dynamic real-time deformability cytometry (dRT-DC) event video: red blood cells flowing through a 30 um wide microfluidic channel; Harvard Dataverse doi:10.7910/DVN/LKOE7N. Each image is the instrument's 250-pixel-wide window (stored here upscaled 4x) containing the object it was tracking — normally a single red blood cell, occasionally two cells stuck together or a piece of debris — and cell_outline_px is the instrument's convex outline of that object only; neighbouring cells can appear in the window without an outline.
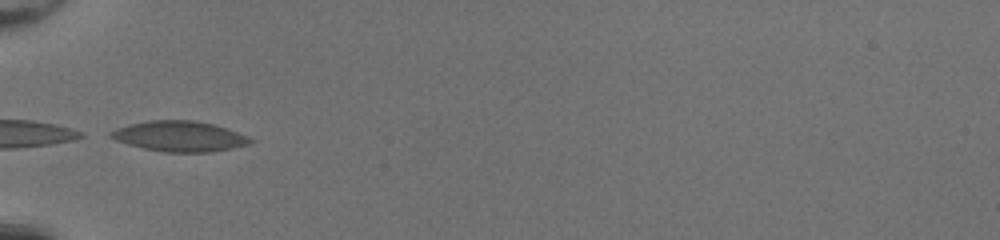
{"species": "common noctule bat (a hibernating species)", "species_latin": "Nyctalus noctula", "temperature_condition": "room temperature", "stored_images_in_passage": 6, "camera_frame_rate_fps": 3000, "um_per_image_px": 0.085, "animal": {"sex": "female", "body_mass_g": 20.0, "forearm_length_mm": 54.0}, "frame": {"image": 1, "passage_image": 1, "time_ms": 0.0, "image_size_px": [1000, 240], "cell_outline_px": [[256, 140], [248, 144], [232, 148], [208, 152], [164, 152], [144, 148], [128, 144], [116, 140], [108, 136], [108, 132], [116, 128], [128, 124], [148, 120], [192, 120], [212, 124], [248, 136]], "centroid_in_image_um": [15.22, 11.58], "position_along_channel_um": 69.8, "area_um2": 24.62}}
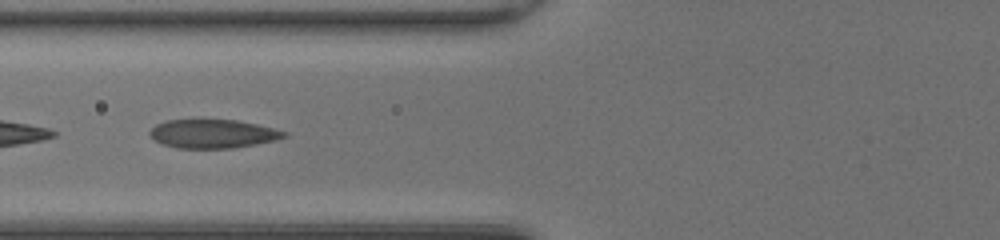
{"frame": {"image": 2, "passage_image": 4, "time_ms": 1.0, "image_size_px": [1000, 240], "cell_outline_px": [[288, 136], [276, 140], [256, 144], [232, 148], [176, 148], [160, 144], [152, 140], [148, 136], [148, 132], [156, 124], [168, 120], [236, 120], [256, 124], [288, 132]], "centroid_in_image_um": [18.05, 11.38], "position_along_channel_um": 107.8, "area_um2": 22.6}}